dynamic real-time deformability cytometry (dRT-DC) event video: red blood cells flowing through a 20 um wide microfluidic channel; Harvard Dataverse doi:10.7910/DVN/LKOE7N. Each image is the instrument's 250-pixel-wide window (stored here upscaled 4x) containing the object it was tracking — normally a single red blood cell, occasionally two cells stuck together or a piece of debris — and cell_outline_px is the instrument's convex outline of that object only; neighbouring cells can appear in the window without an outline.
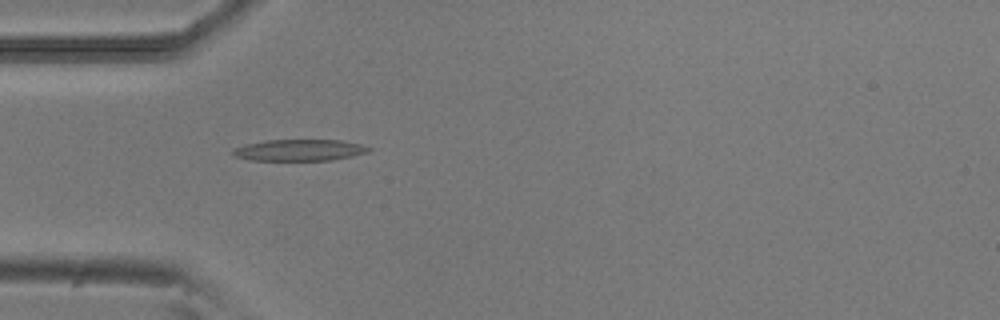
{"species": "common noctule bat (a hibernating species)", "species_latin": "Nyctalus noctula", "temperature_condition": "room temperature", "stored_images_in_passage": 7, "camera_frame_rate_fps": 3000, "um_per_image_px": 0.085, "animal": {"sex": "male", "body_mass_g": 20.5, "forearm_length_mm": 52.5}, "frame": {"image": 1, "passage_image": 1, "time_ms": 0.0, "image_size_px": [1000, 320], "cell_outline_px": [[372, 148], [368, 152], [352, 156], [332, 160], [252, 160], [236, 156], [232, 152], [232, 148], [244, 144], [264, 140], [340, 140], [360, 144]], "centroid_in_image_um": [25.43, 12.75], "position_along_channel_um": 59.6, "area_um2": 16.94}}
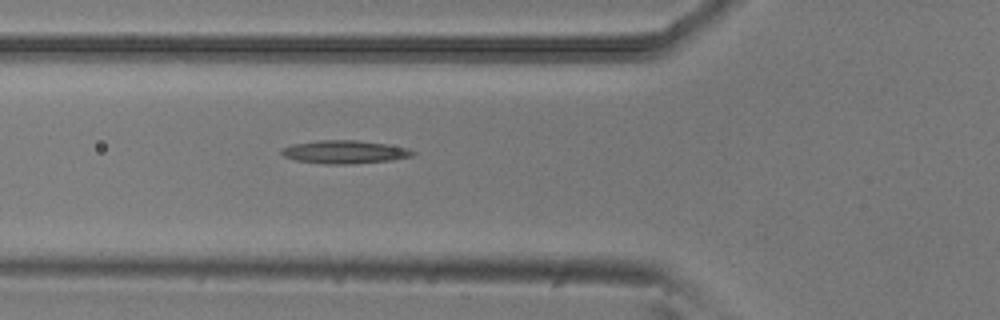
{"frame": {"image": 2, "passage_image": 4, "time_ms": 1.0, "image_size_px": [1000, 320], "cell_outline_px": [[416, 152], [412, 156], [392, 160], [352, 164], [328, 164], [296, 160], [284, 156], [280, 152], [284, 148], [292, 144], [320, 140], [356, 140], [384, 144], [408, 148]], "centroid_in_image_um": [29.31, 12.92], "position_along_channel_um": 96.5, "area_um2": 17.51}}
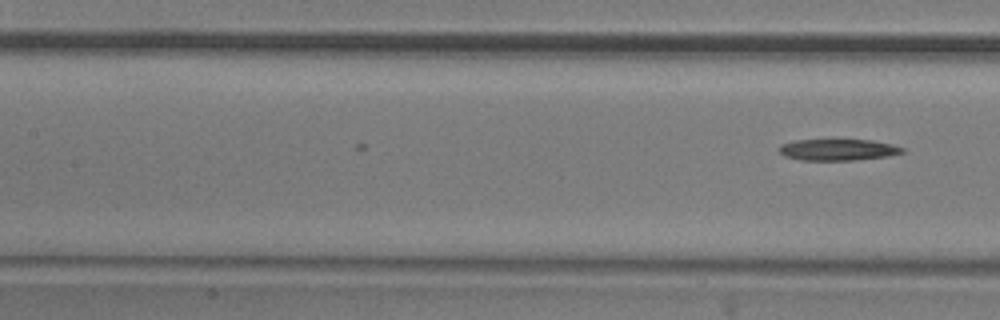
{"frame": {"image": 3, "passage_image": 7, "time_ms": 2.0, "image_size_px": [1000, 320], "cell_outline_px": [[904, 152], [888, 156], [852, 160], [800, 160], [784, 156], [776, 148], [780, 144], [792, 140], [872, 140], [892, 144], [904, 148]], "centroid_in_image_um": [71.17, 12.72], "position_along_channel_um": 136.2, "area_um2": 15.43}}